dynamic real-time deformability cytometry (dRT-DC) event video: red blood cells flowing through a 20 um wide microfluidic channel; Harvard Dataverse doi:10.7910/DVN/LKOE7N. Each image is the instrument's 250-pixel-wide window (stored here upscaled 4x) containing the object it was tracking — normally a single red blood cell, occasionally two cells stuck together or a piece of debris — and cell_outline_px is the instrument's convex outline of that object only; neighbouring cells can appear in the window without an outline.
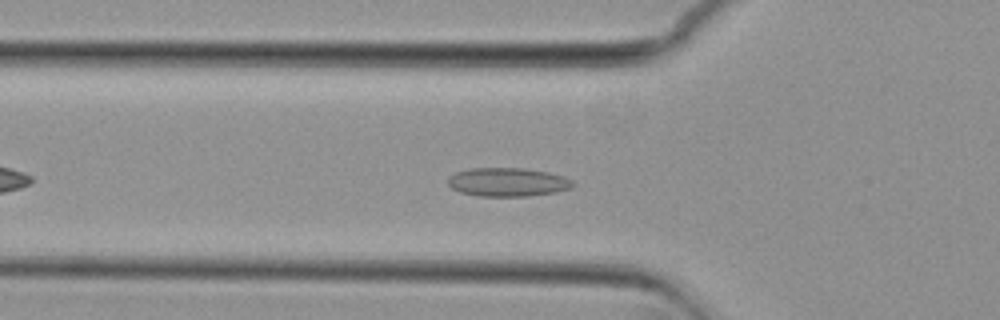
{"species": "common noctule bat (a hibernating species)", "species_latin": "Nyctalus noctula", "temperature_condition": "cold", "stored_images_in_passage": 44, "camera_frame_rate_fps": 3000, "um_per_image_px": 0.085, "animal": {"sex": "female", "body_mass_g": 29.2, "forearm_length_mm": 56.3}, "frame": {"image": 1, "passage_image": 10, "time_ms": 3.0, "image_size_px": [1000, 320], "cell_outline_px": [[576, 184], [572, 188], [556, 192], [528, 196], [480, 196], [460, 192], [452, 188], [448, 184], [448, 176], [456, 172], [468, 168], [524, 168], [548, 172], [564, 176], [572, 180]], "centroid_in_image_um": [43.17, 15.47], "position_along_channel_um": 82.6, "area_um2": 21.04}}
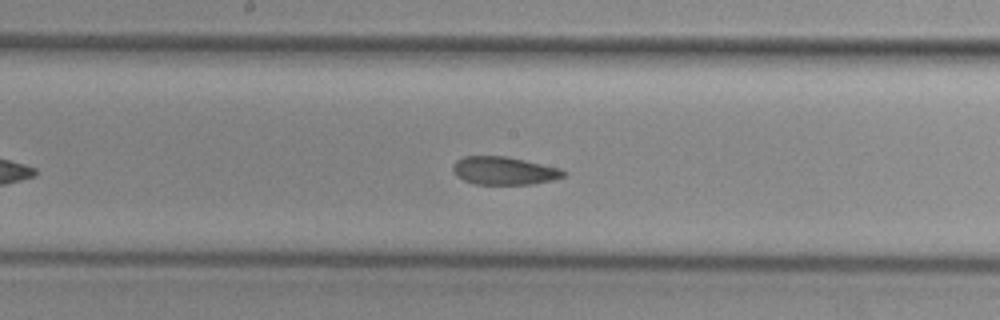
{"frame": {"image": 2, "passage_image": 20, "time_ms": 6.333, "image_size_px": [1000, 320], "cell_outline_px": [[568, 172], [564, 176], [552, 180], [532, 184], [476, 184], [464, 180], [456, 176], [452, 172], [452, 164], [456, 160], [464, 156], [504, 156], [524, 160], [560, 168]], "centroid_in_image_um": [42.82, 14.51], "position_along_channel_um": 205.4, "area_um2": 18.09}}
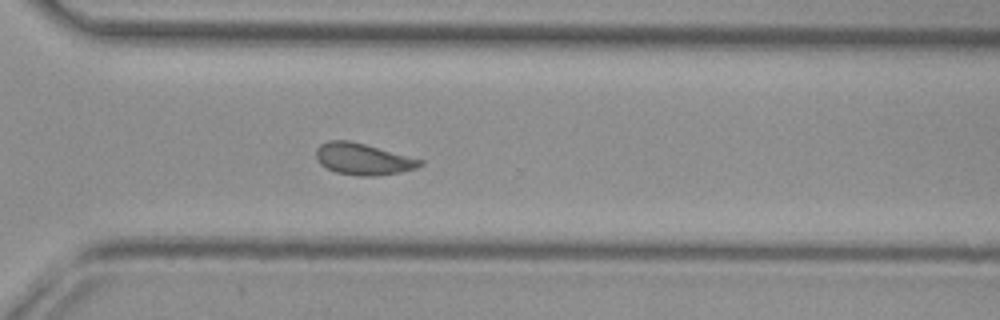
{"frame": {"image": 3, "passage_image": 31, "time_ms": 10.0, "image_size_px": [1000, 320], "cell_outline_px": [[424, 164], [416, 168], [400, 172], [376, 176], [356, 176], [336, 172], [320, 164], [316, 156], [316, 148], [320, 144], [328, 140], [348, 140], [364, 144], [424, 160]], "centroid_in_image_um": [30.85, 13.52], "position_along_channel_um": 339.7, "area_um2": 19.07}, "authors_computed_cell_mechanics": {"area_um2": 18.9006, "velocity_mm_per_s": 3.6719, "shape_relaxation_time_tau1_ms": null, "shape_relaxation_time_tau2_ms": 1.5826, "deformation_change_tau1": null, "deformation_change_tau2": 0.0611}}